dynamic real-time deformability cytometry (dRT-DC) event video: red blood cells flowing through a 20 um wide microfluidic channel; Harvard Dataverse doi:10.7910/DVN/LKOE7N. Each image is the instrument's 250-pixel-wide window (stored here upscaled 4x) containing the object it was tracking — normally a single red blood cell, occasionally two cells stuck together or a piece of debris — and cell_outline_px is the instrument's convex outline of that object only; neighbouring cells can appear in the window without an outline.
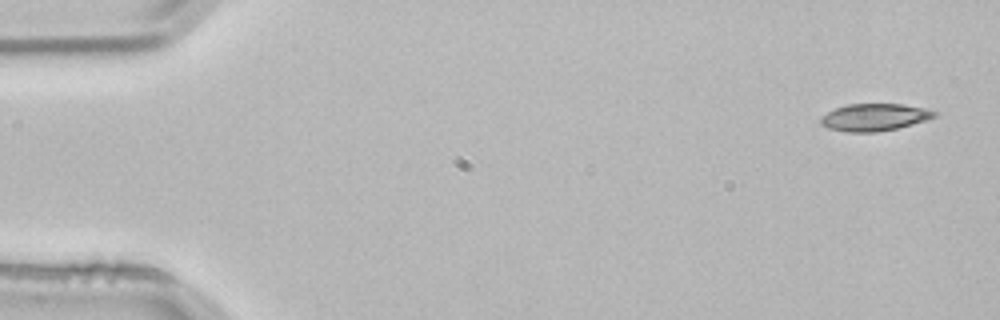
{"species": "common noctule bat (a hibernating species)", "species_latin": "Nyctalus noctula", "temperature_condition": "room temperature", "stored_images_in_passage": 3, "camera_frame_rate_fps": 3000, "um_per_image_px": 0.085, "animal": {"sex": "male", "body_mass_g": 21.5, "forearm_length_mm": 52.0}, "frame": {"image": 1, "passage_image": 1, "time_ms": 0.0, "image_size_px": [1000, 320], "cell_outline_px": [[940, 112], [936, 116], [912, 124], [896, 128], [876, 132], [844, 132], [828, 128], [820, 124], [820, 116], [836, 108], [848, 104], [900, 104], [924, 108]], "centroid_in_image_um": [74.29, 9.97], "position_along_channel_um": 10.7, "area_um2": 17.98}}
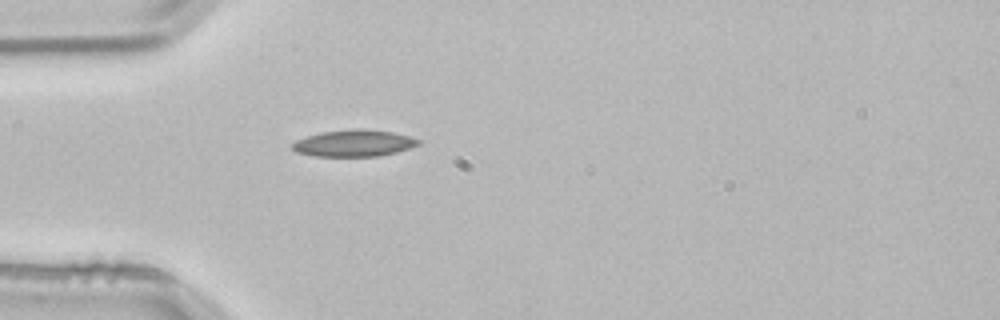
{"frame": {"image": 2, "passage_image": 3, "time_ms": 0.667, "image_size_px": [1000, 320], "cell_outline_px": [[420, 144], [396, 152], [380, 156], [312, 156], [296, 152], [292, 148], [292, 144], [296, 140], [320, 132], [356, 128], [360, 128], [392, 132], [408, 136], [420, 140]], "centroid_in_image_um": [30.06, 12.17], "position_along_channel_um": 54.9, "area_um2": 19.54}}